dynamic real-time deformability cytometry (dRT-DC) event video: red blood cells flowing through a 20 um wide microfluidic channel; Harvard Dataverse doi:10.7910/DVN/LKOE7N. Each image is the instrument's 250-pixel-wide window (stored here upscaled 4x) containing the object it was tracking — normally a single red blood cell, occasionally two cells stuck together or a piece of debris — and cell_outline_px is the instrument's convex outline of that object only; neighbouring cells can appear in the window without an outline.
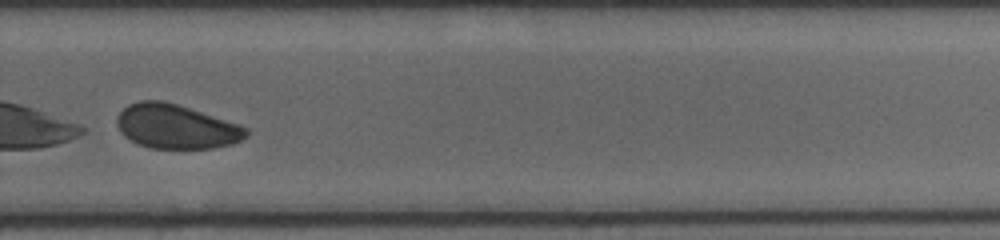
{"species": "human", "species_latin": "Homo sapiens", "temperature_condition": "cold", "stored_images_in_passage": 41, "camera_frame_rate_fps": 3000, "um_per_image_px": 0.085, "donor": {"sex": "female"}, "frame": {"image": 1, "passage_image": 24, "time_ms": 6.667, "image_size_px": [1000, 240], "cell_outline_px": [[248, 136], [232, 144], [212, 148], [152, 148], [140, 144], [124, 136], [120, 132], [116, 124], [116, 116], [128, 104], [140, 100], [160, 100], [176, 104], [240, 124], [248, 128]], "centroid_in_image_um": [14.96, 10.75], "position_along_channel_um": 314.8, "area_um2": 33.23}, "authors_computed_cell_mechanics": {"area_um2": 34.8534, "velocity_mm_per_s": 3.9373, "shape_relaxation_time_tau1_ms": 2.3084, "shape_relaxation_time_tau2_ms": 3.4485, "deformation_change_tau1": 0.0493, "deformation_change_tau2": 0.0665}}